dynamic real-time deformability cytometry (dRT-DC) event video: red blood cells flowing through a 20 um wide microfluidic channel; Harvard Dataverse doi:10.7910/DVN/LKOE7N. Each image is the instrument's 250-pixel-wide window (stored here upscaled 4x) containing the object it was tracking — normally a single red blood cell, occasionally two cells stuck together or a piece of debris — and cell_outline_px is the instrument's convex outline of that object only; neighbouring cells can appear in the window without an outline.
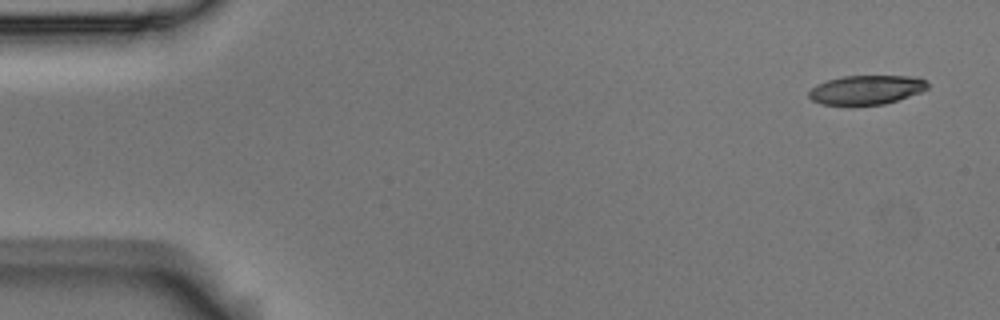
{"species": "Egyptian fruit bat (a non-hibernating species)", "species_latin": "Rousettus aegyptiacus", "temperature_condition": "room temperature", "stored_images_in_passage": 3, "camera_frame_rate_fps": 3000, "um_per_image_px": 0.085, "animal": {"sex": "male"}, "frame": {"image": 1, "passage_image": 1, "time_ms": 0.0, "image_size_px": [1000, 320], "cell_outline_px": [[928, 88], [920, 92], [884, 104], [820, 104], [812, 100], [808, 96], [808, 92], [816, 84], [828, 80], [844, 76], [920, 76], [928, 84]], "centroid_in_image_um": [73.64, 7.62], "position_along_channel_um": 11.4, "area_um2": 19.94}}